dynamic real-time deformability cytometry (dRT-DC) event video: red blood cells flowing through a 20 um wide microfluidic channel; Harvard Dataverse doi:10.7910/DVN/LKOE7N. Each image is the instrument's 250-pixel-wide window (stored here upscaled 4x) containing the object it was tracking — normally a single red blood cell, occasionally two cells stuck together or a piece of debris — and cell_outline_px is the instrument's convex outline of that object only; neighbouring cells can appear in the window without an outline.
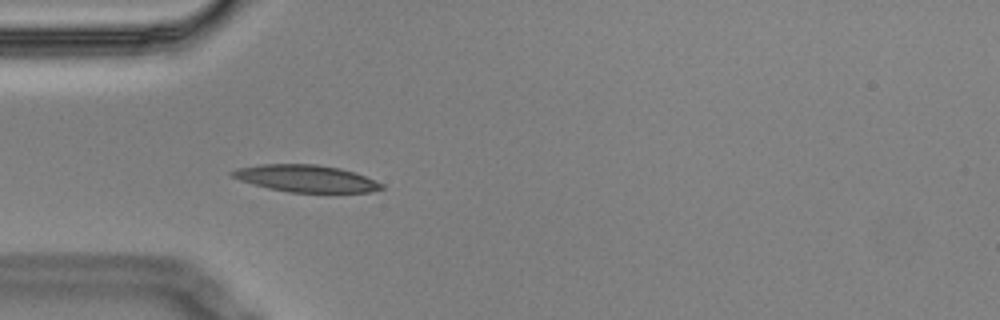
{"species": "Egyptian fruit bat (a non-hibernating species)", "species_latin": "Rousettus aegyptiacus", "temperature_condition": "cold", "stored_images_in_passage": 5, "camera_frame_rate_fps": 3000, "um_per_image_px": 0.085, "animal": {"sex": "male"}, "frame": {"image": 1, "passage_image": 5, "time_ms": 1.333, "image_size_px": [1000, 320], "cell_outline_px": [[384, 188], [368, 192], [288, 192], [268, 188], [240, 180], [232, 176], [228, 172], [236, 168], [260, 164], [316, 164], [340, 168], [364, 176], [384, 184]], "centroid_in_image_um": [25.97, 15.16], "position_along_channel_um": 59.0, "area_um2": 23.35}}